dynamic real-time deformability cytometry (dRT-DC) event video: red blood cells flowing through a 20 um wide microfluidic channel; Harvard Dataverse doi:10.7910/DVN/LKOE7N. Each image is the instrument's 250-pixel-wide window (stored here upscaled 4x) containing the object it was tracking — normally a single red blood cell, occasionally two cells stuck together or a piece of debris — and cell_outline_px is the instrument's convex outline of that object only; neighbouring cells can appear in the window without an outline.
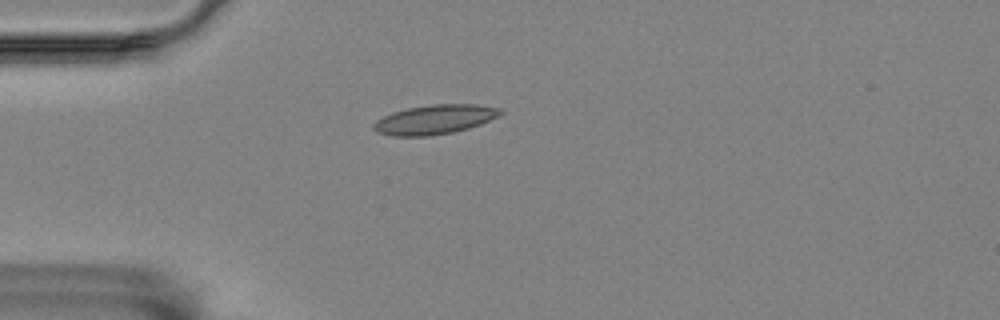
{"species": "Egyptian fruit bat (a non-hibernating species)", "species_latin": "Rousettus aegyptiacus", "temperature_condition": "room temperature", "stored_images_in_passage": 42, "camera_frame_rate_fps": 3000, "um_per_image_px": 0.085, "animal": {"sex": "female"}, "frame": {"image": 1, "passage_image": 1, "time_ms": 0.0, "image_size_px": [1000, 320], "cell_outline_px": [[504, 112], [480, 124], [468, 128], [452, 132], [428, 136], [392, 136], [376, 132], [372, 128], [372, 124], [376, 120], [392, 112], [408, 108], [432, 104], [476, 104], [500, 108]], "centroid_in_image_um": [36.9, 10.16], "position_along_channel_um": 48.1, "area_um2": 21.62}}
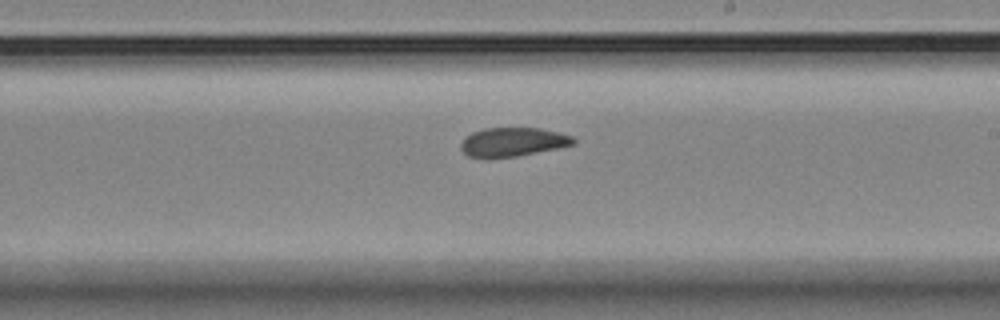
{"frame": {"image": 2, "passage_image": 19, "time_ms": 6.0, "image_size_px": [1000, 320], "cell_outline_px": [[576, 144], [516, 156], [468, 156], [460, 148], [460, 144], [464, 136], [472, 132], [484, 128], [540, 128], [572, 136], [576, 140]], "centroid_in_image_um": [43.58, 12.04], "position_along_channel_um": 245.4, "area_um2": 18.55}}
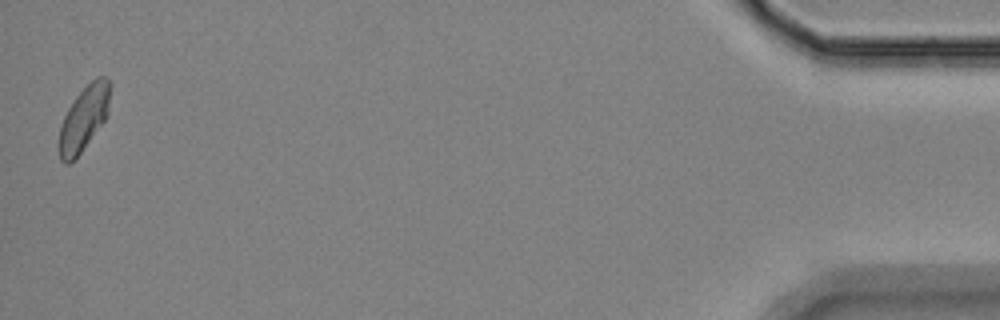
{"frame": {"image": 3, "passage_image": 42, "time_ms": 13.667, "image_size_px": [1000, 320], "cell_outline_px": [[112, 84], [108, 116], [80, 152], [68, 164], [64, 164], [60, 160], [56, 144], [60, 128], [64, 116], [68, 108], [76, 96], [96, 76], [108, 76]], "centroid_in_image_um": [7.14, 10.03], "position_along_channel_um": 428.1, "area_um2": 19.59}, "authors_computed_cell_mechanics": {"area_um2": 19.6231, "velocity_mm_per_s": 3.5197, "shape_relaxation_time_tau1_ms": null, "shape_relaxation_time_tau2_ms": 4.1511, "deformation_change_tau1": null, "deformation_change_tau2": 0.0863}}